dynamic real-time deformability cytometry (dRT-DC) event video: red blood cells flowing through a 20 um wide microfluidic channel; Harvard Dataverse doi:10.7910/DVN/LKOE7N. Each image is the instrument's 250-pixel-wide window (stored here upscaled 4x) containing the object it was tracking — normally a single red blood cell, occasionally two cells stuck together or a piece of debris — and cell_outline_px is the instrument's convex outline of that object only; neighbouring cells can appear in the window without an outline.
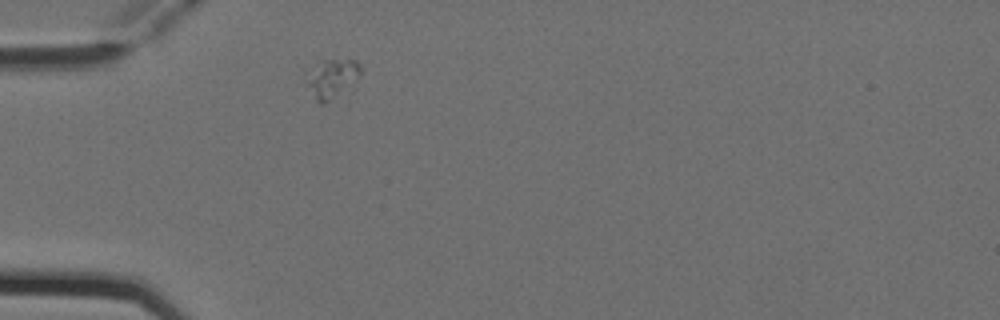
{"species": "Egyptian fruit bat (a non-hibernating species)", "species_latin": "Rousettus aegyptiacus", "temperature_condition": "cold", "stored_images_in_passage": 2, "camera_frame_rate_fps": 3000, "um_per_image_px": 0.085, "animal": {"sex": "female"}, "frame": {"image": 1, "passage_image": 2, "time_ms": 0.333, "image_size_px": [1000, 320], "cell_outline_px": [[360, 72], [324, 104], [320, 104], [316, 100], [308, 84], [304, 68], [320, 60], [356, 60], [360, 64]], "centroid_in_image_um": [28.06, 6.57], "position_along_channel_um": 56.9, "area_um2": 11.56}}